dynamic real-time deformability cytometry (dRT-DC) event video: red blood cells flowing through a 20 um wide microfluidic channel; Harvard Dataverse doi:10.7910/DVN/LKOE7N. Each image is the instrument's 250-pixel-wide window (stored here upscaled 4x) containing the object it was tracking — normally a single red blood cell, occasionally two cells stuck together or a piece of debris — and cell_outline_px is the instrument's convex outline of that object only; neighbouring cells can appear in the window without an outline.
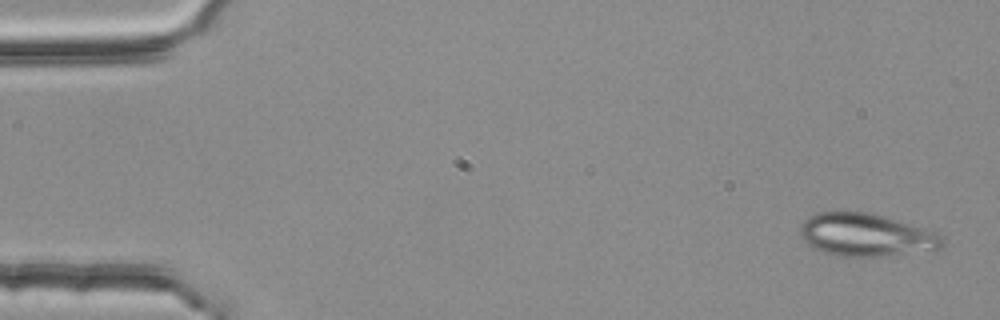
{"species": "common noctule bat (a hibernating species)", "species_latin": "Nyctalus noctula", "temperature_condition": "room temperature", "stored_images_in_passage": 4, "camera_frame_rate_fps": 3000, "um_per_image_px": 0.085, "animal": {"sex": "female", "body_mass_g": 25.1}, "frame": {"image": 1, "passage_image": 1, "time_ms": 0.0, "image_size_px": [1000, 320], "cell_outline_px": [[948, 244], [936, 252], [884, 256], [836, 256], [824, 252], [808, 244], [800, 236], [800, 224], [804, 220], [816, 212], [840, 208], [868, 212], [884, 216], [936, 232]], "centroid_in_image_um": [73.65, 19.95], "position_along_channel_um": 11.4, "area_um2": 36.7}}